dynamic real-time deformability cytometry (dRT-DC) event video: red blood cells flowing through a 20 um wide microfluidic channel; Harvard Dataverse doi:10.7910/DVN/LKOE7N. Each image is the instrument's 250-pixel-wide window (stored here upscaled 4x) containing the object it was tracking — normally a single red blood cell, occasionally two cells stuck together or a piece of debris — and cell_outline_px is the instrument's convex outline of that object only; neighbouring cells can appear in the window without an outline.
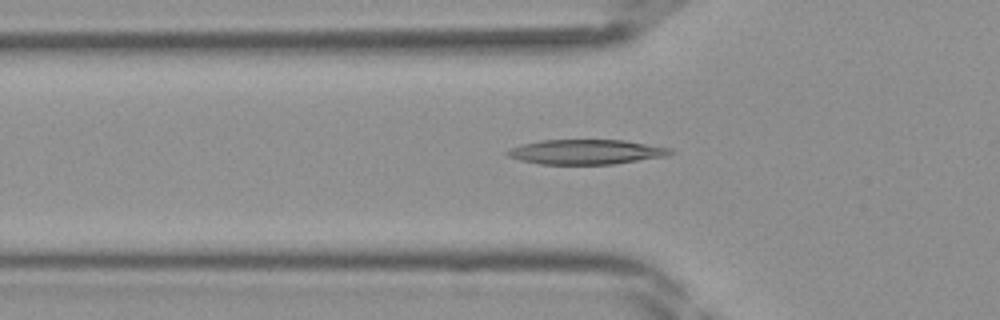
{"species": "Egyptian fruit bat (a non-hibernating species)", "species_latin": "Rousettus aegyptiacus", "temperature_condition": "room temperature", "stored_images_in_passage": 36, "camera_frame_rate_fps": 3000, "um_per_image_px": 0.085, "frame": {"image": 1, "passage_image": 8, "time_ms": 2.333, "image_size_px": [1000, 320], "cell_outline_px": [[676, 152], [668, 156], [612, 164], [540, 164], [520, 160], [508, 156], [504, 152], [520, 144], [540, 140], [624, 140], [672, 148]], "centroid_in_image_um": [49.84, 12.91], "position_along_channel_um": 76.0, "area_um2": 23.64}}
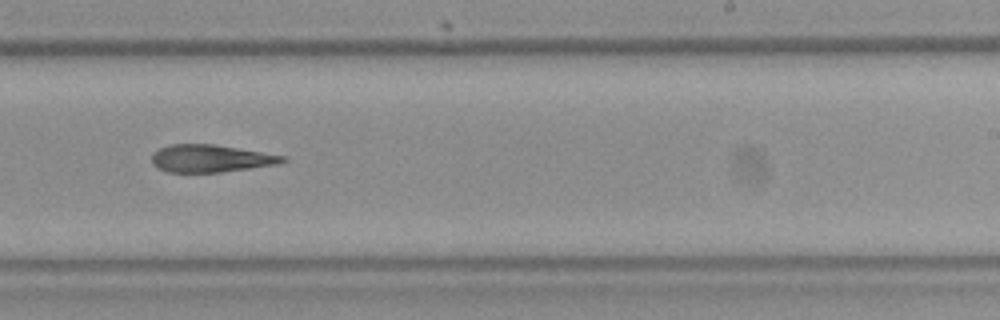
{"frame": {"image": 2, "passage_image": 20, "time_ms": 6.333, "image_size_px": [1000, 320], "cell_outline_px": [[288, 160], [276, 164], [220, 172], [168, 172], [156, 168], [152, 164], [152, 152], [168, 144], [216, 144], [288, 156]], "centroid_in_image_um": [17.89, 13.46], "position_along_channel_um": 271.1, "area_um2": 21.1}}
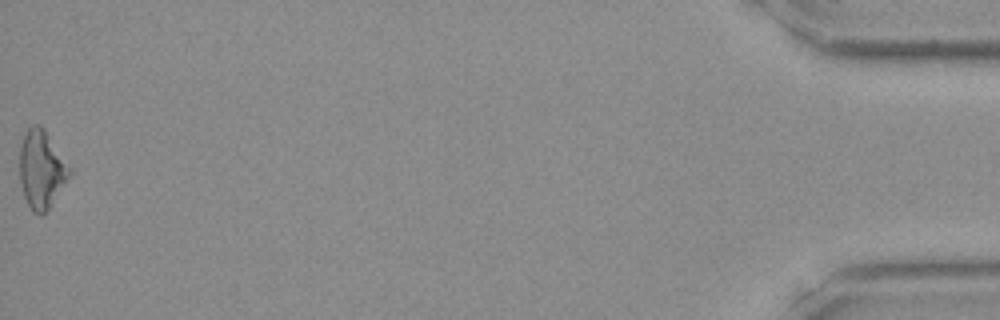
{"frame": {"image": 3, "passage_image": 36, "time_ms": 11.667, "image_size_px": [1000, 320], "cell_outline_px": [[72, 172], [48, 208], [40, 216], [32, 212], [24, 196], [20, 180], [20, 148], [24, 136], [28, 128], [32, 124], [40, 124], [44, 128], [72, 168]], "centroid_in_image_um": [3.53, 14.37], "position_along_channel_um": 431.7, "area_um2": 22.48}}